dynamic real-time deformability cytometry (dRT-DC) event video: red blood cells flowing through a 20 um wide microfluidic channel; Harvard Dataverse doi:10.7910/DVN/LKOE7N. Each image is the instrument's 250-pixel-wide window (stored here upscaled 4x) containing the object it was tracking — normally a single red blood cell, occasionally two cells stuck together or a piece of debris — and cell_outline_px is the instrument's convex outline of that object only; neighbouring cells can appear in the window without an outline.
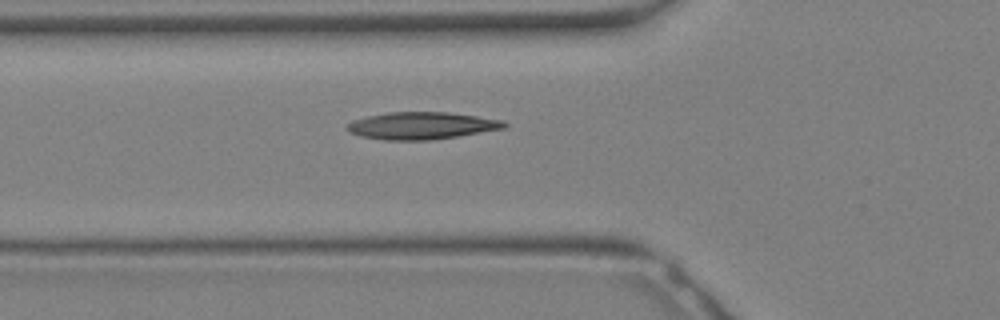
{"species": "Egyptian fruit bat (a non-hibernating species)", "species_latin": "Rousettus aegyptiacus", "temperature_condition": "warm", "stored_images_in_passage": 16, "camera_frame_rate_fps": 3000, "um_per_image_px": 0.085, "animal": {"sex": "female"}, "frame": {"image": 1, "passage_image": 4, "time_ms": 1.0, "image_size_px": [1000, 320], "cell_outline_px": [[508, 124], [504, 128], [432, 140], [384, 140], [360, 136], [352, 132], [348, 128], [348, 124], [352, 120], [368, 116], [388, 112], [448, 112], [504, 120]], "centroid_in_image_um": [35.85, 10.68], "position_along_channel_um": 90.0, "area_um2": 24.68}}
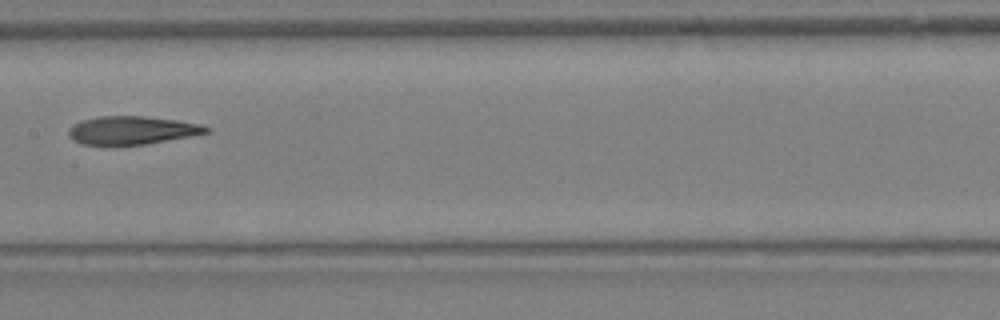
{"frame": {"image": 2, "passage_image": 9, "time_ms": 2.667, "image_size_px": [1000, 320], "cell_outline_px": [[208, 132], [188, 136], [144, 144], [80, 144], [72, 140], [68, 136], [68, 128], [72, 124], [80, 120], [100, 116], [144, 116], [176, 120], [200, 124], [208, 128]], "centroid_in_image_um": [11.11, 11.06], "position_along_channel_um": 196.3, "area_um2": 22.31}}
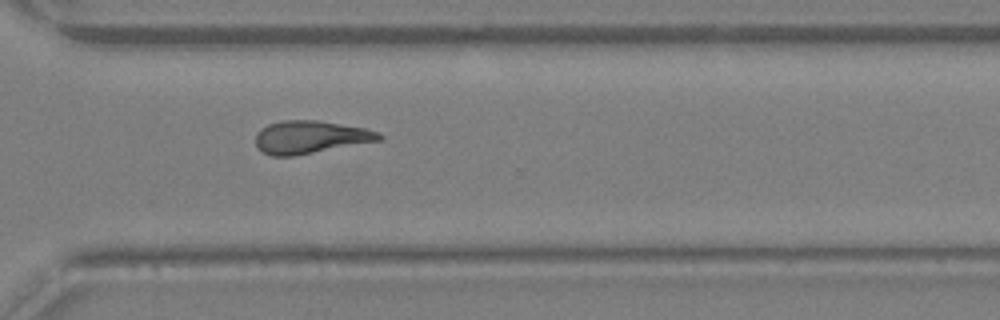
{"frame": {"image": 3, "passage_image": 16, "time_ms": 5.0, "image_size_px": [1000, 320], "cell_outline_px": [[384, 136], [380, 140], [296, 156], [272, 156], [256, 148], [256, 132], [260, 128], [268, 124], [284, 120], [316, 120], [368, 128], [380, 132]], "centroid_in_image_um": [26.38, 11.65], "position_along_channel_um": 344.2, "area_um2": 23.81}}